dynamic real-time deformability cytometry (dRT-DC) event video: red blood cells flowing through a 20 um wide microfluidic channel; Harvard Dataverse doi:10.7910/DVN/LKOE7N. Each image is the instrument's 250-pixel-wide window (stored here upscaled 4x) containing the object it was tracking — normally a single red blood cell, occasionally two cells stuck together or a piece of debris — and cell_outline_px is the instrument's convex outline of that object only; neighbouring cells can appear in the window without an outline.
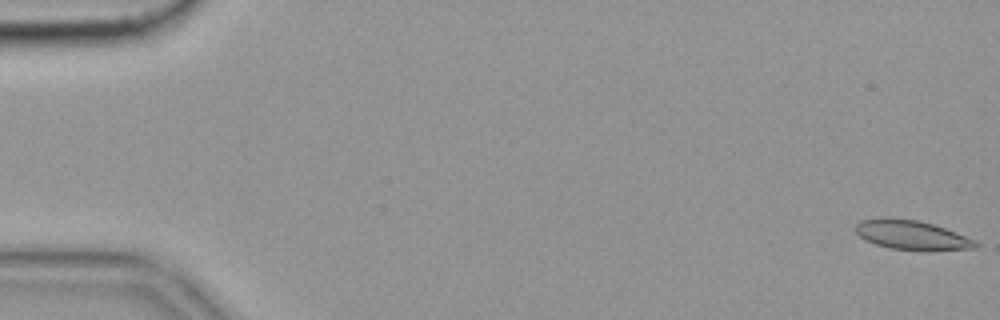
{"species": "common noctule bat (a hibernating species)", "species_latin": "Nyctalus noctula", "temperature_condition": "cold", "stored_images_in_passage": 57, "camera_frame_rate_fps": 3000, "um_per_image_px": 0.085, "animal": {"sex": "female", "body_mass_g": 19.9}, "frame": {"image": 1, "passage_image": 1, "time_ms": 0.0, "image_size_px": [1000, 320], "cell_outline_px": [[980, 244], [976, 248], [928, 252], [892, 248], [876, 244], [860, 236], [856, 232], [856, 224], [860, 220], [888, 216], [920, 220], [956, 232], [976, 240]], "centroid_in_image_um": [77.55, 19.98], "position_along_channel_um": 7.5, "area_um2": 20.98}}
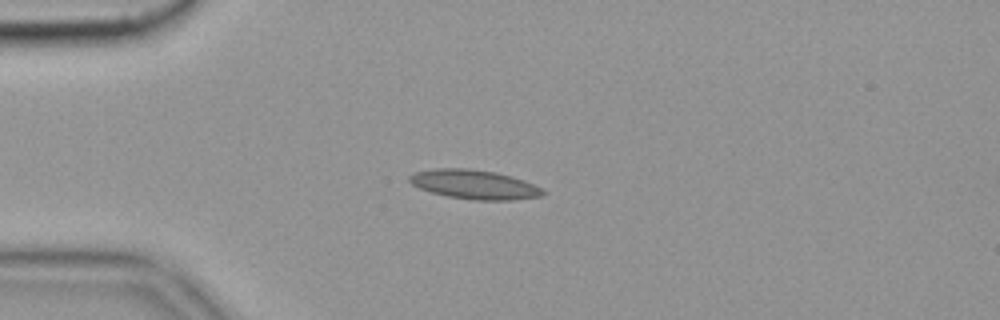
{"frame": {"image": 2, "passage_image": 15, "time_ms": 4.667, "image_size_px": [1000, 320], "cell_outline_px": [[548, 192], [540, 196], [512, 200], [472, 200], [448, 196], [432, 192], [420, 188], [412, 184], [408, 180], [408, 176], [412, 172], [432, 168], [468, 168], [496, 172], [512, 176], [524, 180]], "centroid_in_image_um": [40.29, 15.67], "position_along_channel_um": 44.7, "area_um2": 22.83}, "authors_computed_cell_mechanics": {"area_um2": 20.3456, "velocity_mm_per_s": 3.519, "shape_relaxation_time_tau1_ms": null, "shape_relaxation_time_tau2_ms": 2.8352, "deformation_change_tau1": null, "deformation_change_tau2": 0.0973}}